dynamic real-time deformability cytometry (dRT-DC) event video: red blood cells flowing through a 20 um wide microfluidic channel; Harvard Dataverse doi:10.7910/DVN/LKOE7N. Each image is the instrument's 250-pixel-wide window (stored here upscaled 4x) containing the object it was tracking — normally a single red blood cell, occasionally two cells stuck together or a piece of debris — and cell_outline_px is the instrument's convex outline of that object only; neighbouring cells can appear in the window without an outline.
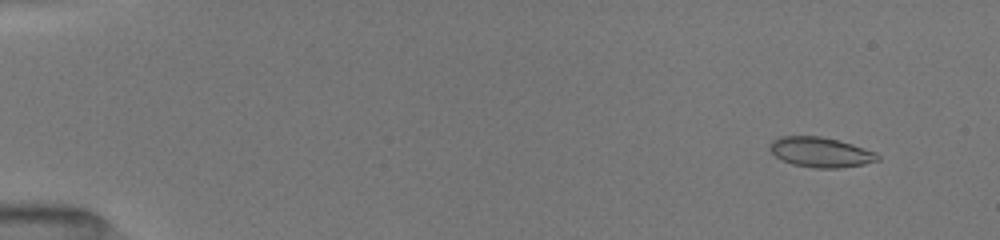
{"species": "common noctule bat (a hibernating species)", "species_latin": "Nyctalus noctula", "temperature_condition": "room temperature", "stored_images_in_passage": 21, "camera_frame_rate_fps": 3000, "um_per_image_px": 0.085, "animal": {"sex": "female", "body_mass_g": 19.5, "forearm_length_mm": 54.1}, "frame": {"image": 1, "passage_image": 4, "time_ms": 1.0, "image_size_px": [1000, 240], "cell_outline_px": [[880, 160], [864, 164], [840, 168], [816, 168], [792, 164], [776, 156], [768, 148], [772, 140], [780, 136], [820, 136], [852, 144], [876, 152], [880, 156]], "centroid_in_image_um": [69.76, 12.94], "position_along_channel_um": 15.2, "area_um2": 18.79}}
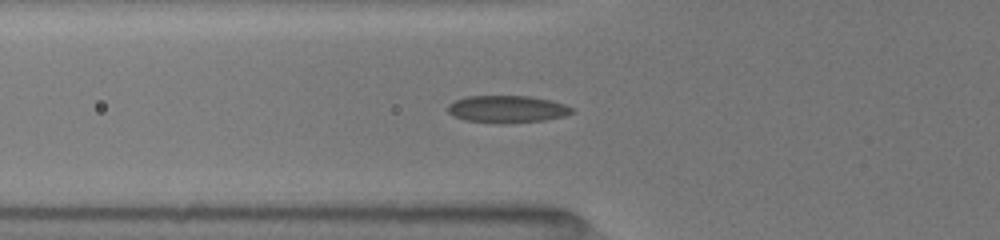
{"frame": {"image": 2, "passage_image": 14, "time_ms": 6.0, "image_size_px": [1000, 240], "cell_outline_px": [[572, 112], [564, 116], [544, 120], [464, 120], [452, 116], [448, 112], [448, 104], [456, 100], [468, 96], [532, 96], [564, 104], [572, 108]], "centroid_in_image_um": [43.08, 9.22], "position_along_channel_um": 82.7, "area_um2": 18.5}}
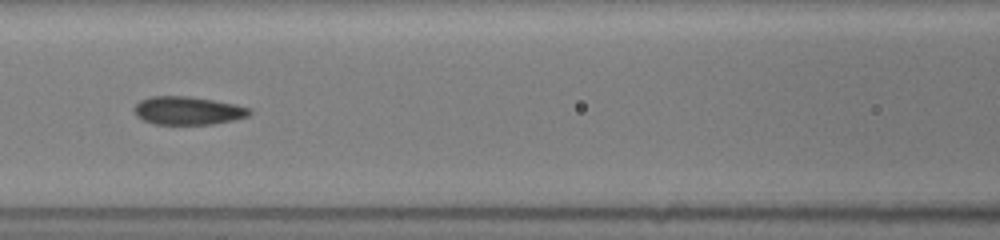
{"frame": {"image": 3, "passage_image": 19, "time_ms": 7.667, "image_size_px": [1000, 240], "cell_outline_px": [[252, 112], [248, 116], [236, 120], [212, 124], [152, 124], [136, 116], [132, 108], [140, 100], [152, 96], [188, 96], [236, 104], [252, 108]], "centroid_in_image_um": [15.98, 9.4], "position_along_channel_um": 150.6, "area_um2": 19.13}}